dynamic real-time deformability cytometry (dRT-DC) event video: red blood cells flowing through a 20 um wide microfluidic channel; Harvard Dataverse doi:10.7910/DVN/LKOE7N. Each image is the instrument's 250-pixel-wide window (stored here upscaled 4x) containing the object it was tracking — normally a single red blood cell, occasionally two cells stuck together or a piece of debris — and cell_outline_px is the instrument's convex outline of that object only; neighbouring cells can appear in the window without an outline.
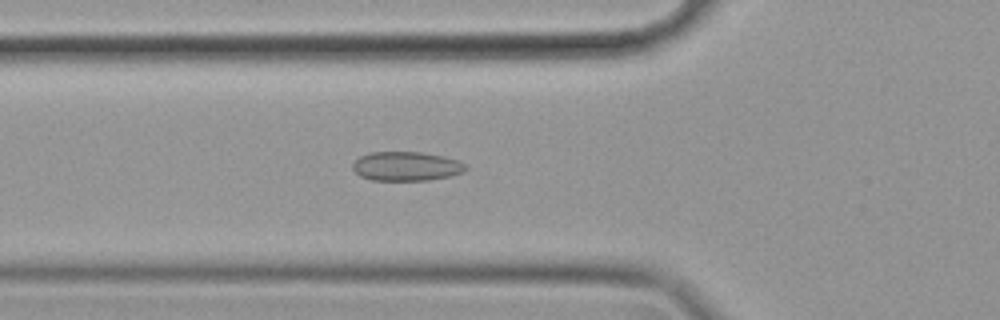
{"species": "common noctule bat (a hibernating species)", "species_latin": "Nyctalus noctula", "temperature_condition": "cold", "stored_images_in_passage": 57, "camera_frame_rate_fps": 3000, "um_per_image_px": 0.085, "animal": {"sex": "female", "body_mass_g": 19.9}, "frame": {"image": 1, "passage_image": 20, "time_ms": 6.333, "image_size_px": [1000, 320], "cell_outline_px": [[468, 168], [464, 172], [448, 176], [428, 180], [372, 180], [360, 176], [352, 168], [352, 164], [360, 156], [368, 152], [424, 152], [444, 156], [456, 160], [464, 164]], "centroid_in_image_um": [34.52, 14.12], "position_along_channel_um": 91.3, "area_um2": 19.19}}
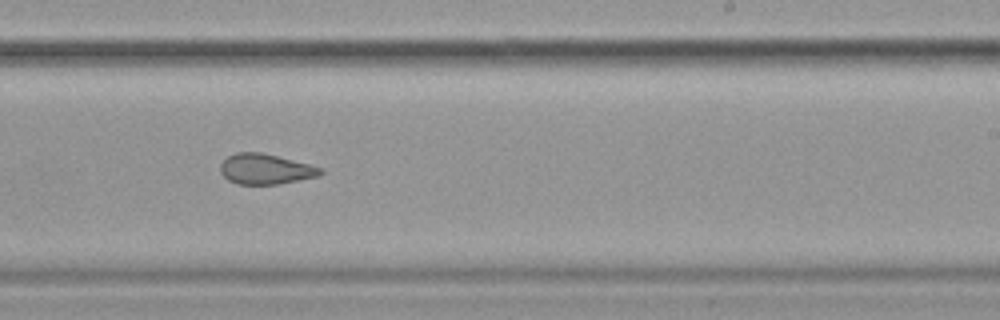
{"frame": {"image": 2, "passage_image": 35, "time_ms": 11.333, "image_size_px": [1000, 320], "cell_outline_px": [[324, 172], [320, 176], [280, 184], [236, 184], [228, 180], [220, 172], [220, 164], [228, 156], [236, 152], [260, 152], [324, 168]], "centroid_in_image_um": [22.58, 14.38], "position_along_channel_um": 266.4, "area_um2": 17.74}}
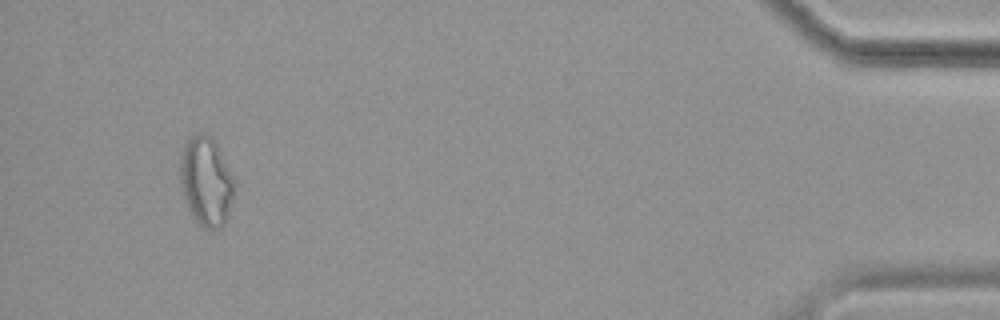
{"frame": {"image": 3, "passage_image": 54, "time_ms": 17.667, "image_size_px": [1000, 320], "cell_outline_px": [[232, 196], [228, 216], [224, 224], [220, 228], [204, 228], [192, 216], [184, 200], [180, 184], [180, 152], [184, 144], [192, 136], [200, 132], [208, 132], [216, 140], [232, 176]], "centroid_in_image_um": [17.48, 15.36], "position_along_channel_um": 417.7, "area_um2": 28.15}, "authors_computed_cell_mechanics": {"area_um2": 20.4612, "velocity_mm_per_s": 3.506, "shape_relaxation_time_tau1_ms": null, "shape_relaxation_time_tau2_ms": 2.8261, "deformation_change_tau1": null, "deformation_change_tau2": 0.0759}}